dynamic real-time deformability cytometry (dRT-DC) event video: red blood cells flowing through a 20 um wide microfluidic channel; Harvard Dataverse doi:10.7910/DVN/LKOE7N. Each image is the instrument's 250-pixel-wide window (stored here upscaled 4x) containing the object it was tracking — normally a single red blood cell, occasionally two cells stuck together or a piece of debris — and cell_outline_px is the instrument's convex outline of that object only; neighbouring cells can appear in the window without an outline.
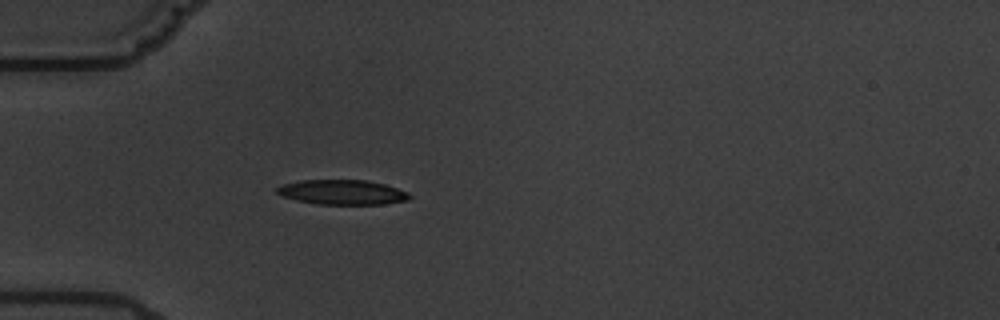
{"species": "common noctule bat (a hibernating species)", "species_latin": "Nyctalus noctula", "temperature_condition": "warm", "stored_images_in_passage": 4, "camera_frame_rate_fps": 3000, "um_per_image_px": 0.085, "animal": {"sex": "male", "body_mass_g": 19.5, "forearm_length_mm": 54.6}, "frame": {"image": 1, "passage_image": 4, "time_ms": 4.333, "image_size_px": [1000, 320], "cell_outline_px": [[412, 196], [408, 200], [384, 204], [320, 204], [296, 200], [280, 196], [276, 192], [276, 188], [284, 184], [300, 180], [368, 180], [384, 184], [408, 192]], "centroid_in_image_um": [29.09, 16.34], "position_along_channel_um": 55.9, "area_um2": 19.13}}